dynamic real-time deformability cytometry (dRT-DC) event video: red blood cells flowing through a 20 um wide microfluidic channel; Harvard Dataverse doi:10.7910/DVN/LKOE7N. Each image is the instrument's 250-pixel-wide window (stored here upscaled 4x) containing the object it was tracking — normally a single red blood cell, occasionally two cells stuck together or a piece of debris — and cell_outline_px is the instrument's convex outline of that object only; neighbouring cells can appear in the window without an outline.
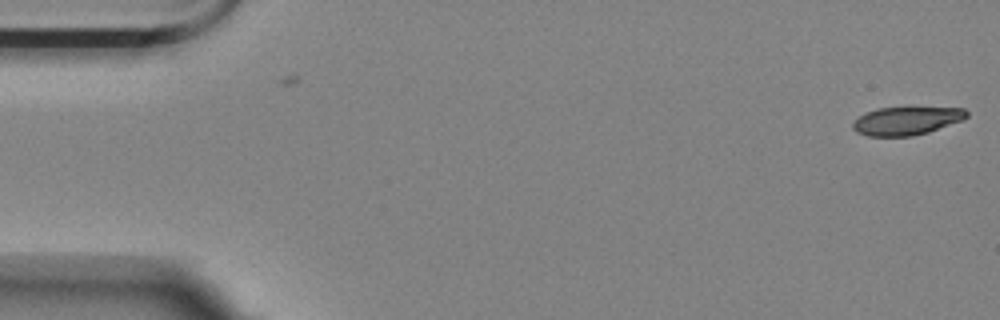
{"species": "Egyptian fruit bat (a non-hibernating species)", "species_latin": "Rousettus aegyptiacus", "temperature_condition": "room temperature", "stored_images_in_passage": 4, "camera_frame_rate_fps": 3000, "um_per_image_px": 0.085, "animal": {"sex": "female"}, "frame": {"image": 1, "passage_image": 4, "time_ms": 1.0, "image_size_px": [1000, 320], "cell_outline_px": [[968, 116], [964, 120], [928, 132], [912, 136], [868, 136], [856, 132], [852, 128], [852, 124], [864, 112], [876, 108], [964, 108], [968, 112]], "centroid_in_image_um": [77.05, 10.27], "position_along_channel_um": 8.0, "area_um2": 18.67}}